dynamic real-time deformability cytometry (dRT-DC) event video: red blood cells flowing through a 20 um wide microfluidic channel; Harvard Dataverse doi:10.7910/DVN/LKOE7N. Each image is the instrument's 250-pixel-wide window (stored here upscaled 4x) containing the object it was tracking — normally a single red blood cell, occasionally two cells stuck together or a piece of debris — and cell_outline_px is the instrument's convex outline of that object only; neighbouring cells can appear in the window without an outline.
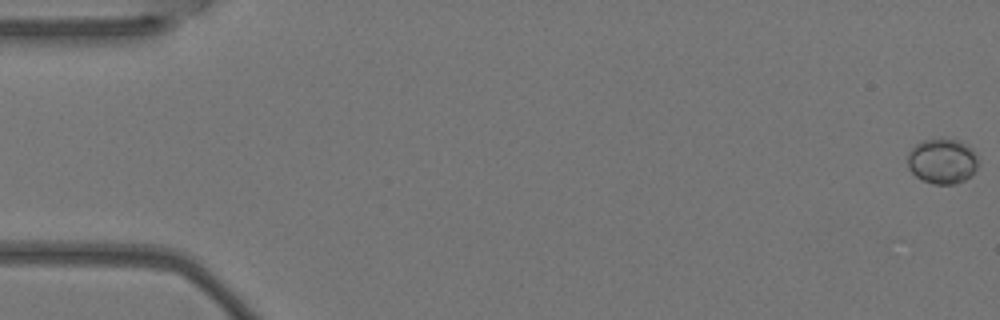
{"species": "Egyptian fruit bat (a non-hibernating species)", "species_latin": "Rousettus aegyptiacus", "temperature_condition": "warm", "stored_images_in_passage": 8, "camera_frame_rate_fps": 3000, "um_per_image_px": 0.085, "animal": {"sex": "female"}, "frame": {"image": 1, "passage_image": 1, "time_ms": 0.0, "image_size_px": [1000, 320], "cell_outline_px": [[980, 164], [964, 180], [952, 184], [932, 184], [916, 176], [908, 168], [908, 152], [916, 144], [924, 140], [960, 140], [968, 144], [976, 152]], "centroid_in_image_um": [80.12, 13.69], "position_along_channel_um": 4.9, "area_um2": 18.5}}
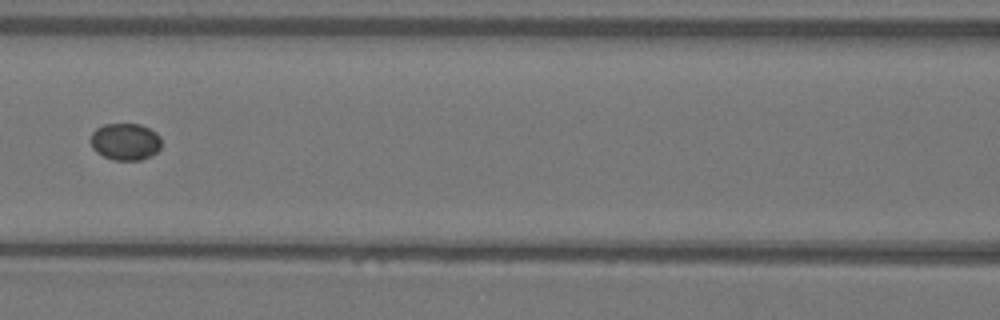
{"frame": {"image": 2, "passage_image": 5, "time_ms": 1.333, "image_size_px": [1000, 320], "cell_outline_px": [[160, 148], [152, 156], [140, 160], [112, 160], [96, 152], [92, 148], [92, 132], [96, 128], [104, 124], [140, 124], [156, 132], [160, 136]], "centroid_in_image_um": [10.66, 12.04], "position_along_channel_um": 155.9, "area_um2": 15.26}}
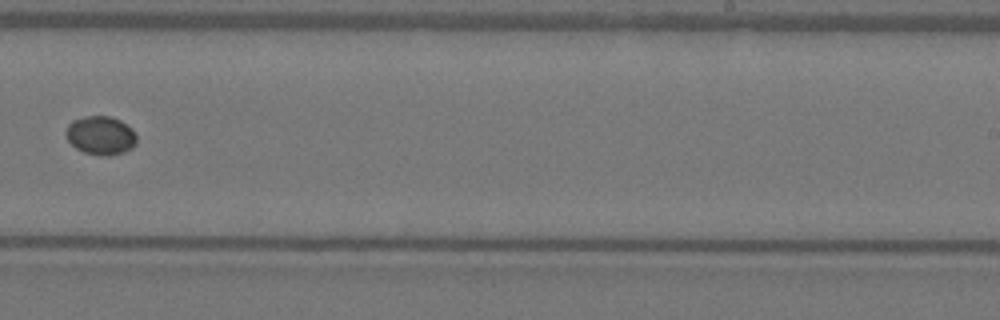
{"frame": {"image": 3, "passage_image": 8, "time_ms": 2.333, "image_size_px": [1000, 320], "cell_outline_px": [[136, 144], [132, 148], [124, 152], [108, 156], [100, 156], [84, 152], [76, 148], [68, 140], [64, 132], [68, 124], [72, 120], [84, 116], [112, 116], [120, 120], [132, 128], [136, 136]], "centroid_in_image_um": [8.55, 11.5], "position_along_channel_um": 280.4, "area_um2": 16.13}}